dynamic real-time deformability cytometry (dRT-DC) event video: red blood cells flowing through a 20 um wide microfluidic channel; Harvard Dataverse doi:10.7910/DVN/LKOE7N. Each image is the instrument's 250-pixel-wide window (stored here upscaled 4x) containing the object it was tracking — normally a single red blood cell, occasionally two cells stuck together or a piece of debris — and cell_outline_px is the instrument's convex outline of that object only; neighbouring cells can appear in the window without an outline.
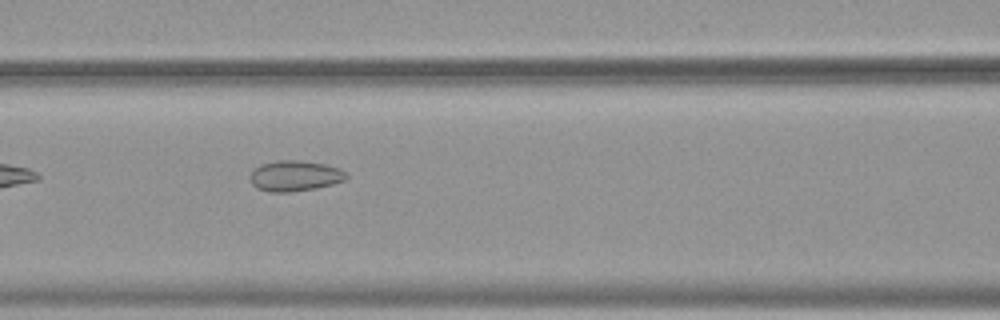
{"species": "common noctule bat (a hibernating species)", "species_latin": "Nyctalus noctula", "temperature_condition": "warm", "stored_images_in_passage": 36, "camera_frame_rate_fps": 3000, "um_per_image_px": 0.085, "animal": {"sex": "female", "body_mass_g": 19.9}, "frame": {"image": 1, "passage_image": 6, "time_ms": 1.667, "image_size_px": [1000, 320], "cell_outline_px": [[348, 176], [344, 180], [332, 184], [316, 188], [292, 192], [268, 192], [256, 188], [252, 184], [248, 176], [260, 164], [276, 160], [296, 160], [324, 164], [340, 168], [348, 172]], "centroid_in_image_um": [25.05, 14.95], "position_along_channel_um": 141.5, "area_um2": 17.34}}
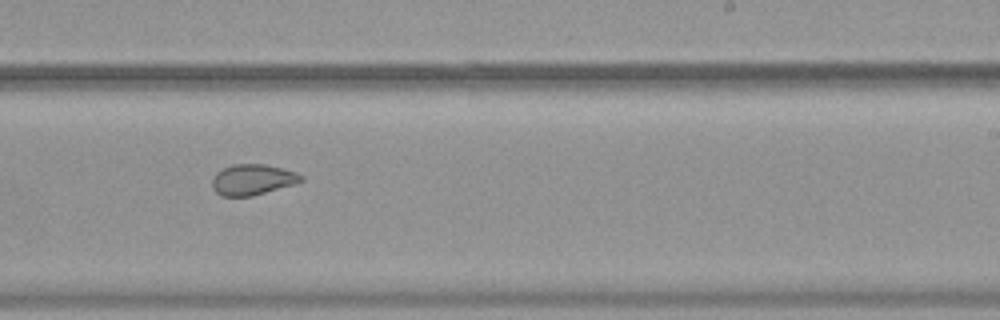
{"frame": {"image": 2, "passage_image": 16, "time_ms": 5.0, "image_size_px": [1000, 320], "cell_outline_px": [[304, 180], [296, 184], [252, 196], [220, 196], [212, 188], [212, 180], [216, 172], [232, 164], [264, 164], [296, 172], [304, 176]], "centroid_in_image_um": [21.47, 15.27], "position_along_channel_um": 267.5, "area_um2": 16.01}}